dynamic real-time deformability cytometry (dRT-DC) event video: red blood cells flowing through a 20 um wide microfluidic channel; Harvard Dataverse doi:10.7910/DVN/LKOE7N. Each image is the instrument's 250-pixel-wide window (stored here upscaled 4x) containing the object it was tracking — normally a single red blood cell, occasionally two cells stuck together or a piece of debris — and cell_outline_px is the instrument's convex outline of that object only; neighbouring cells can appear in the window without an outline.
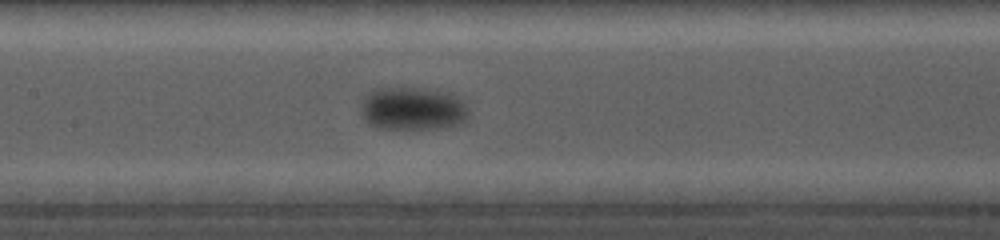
{"species": "common noctule bat (a hibernating species)", "species_latin": "Nyctalus noctula", "temperature_condition": "cold", "stored_images_in_passage": 26, "camera_frame_rate_fps": 5000, "um_per_image_px": 0.085, "animal": {"sex": "female", "body_mass_g": 19.0, "forearm_length_mm": 56.7}, "frame": {"image": 1, "passage_image": 10, "time_ms": 3.8, "image_size_px": [1000, 240], "cell_outline_px": [[468, 116], [460, 124], [440, 128], [380, 128], [364, 120], [364, 96], [372, 88], [416, 88], [452, 92], [468, 108]], "centroid_in_image_um": [35.12, 9.22], "position_along_channel_um": 172.3, "area_um2": 26.7}}
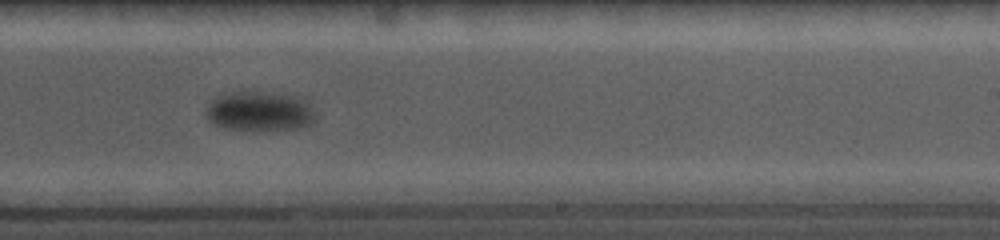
{"frame": {"image": 2, "passage_image": 15, "time_ms": 6.6, "image_size_px": [1000, 240], "cell_outline_px": [[312, 124], [296, 128], [224, 128], [208, 120], [208, 104], [212, 100], [220, 96], [236, 92], [252, 92], [296, 96], [308, 104], [312, 116]], "centroid_in_image_um": [22.03, 9.44], "position_along_channel_um": 267.0, "area_um2": 23.64}}
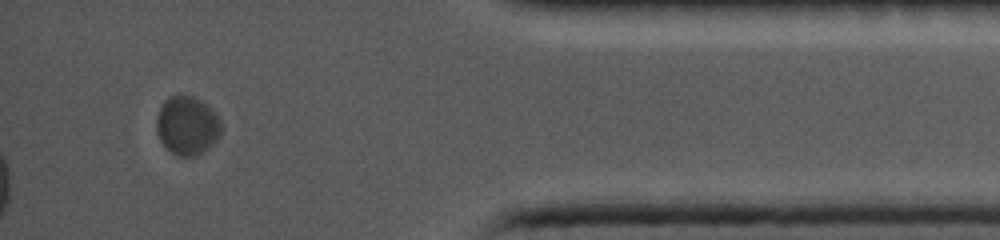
{"frame": {"image": 3, "passage_image": 26, "time_ms": 11.8, "image_size_px": [1000, 240], "cell_outline_px": [[220, 136], [208, 148], [196, 156], [176, 156], [160, 140], [156, 128], [156, 116], [164, 100], [168, 96], [192, 96], [200, 100], [212, 108], [220, 116]], "centroid_in_image_um": [15.91, 10.66], "position_along_channel_um": 419.3, "area_um2": 22.14}}